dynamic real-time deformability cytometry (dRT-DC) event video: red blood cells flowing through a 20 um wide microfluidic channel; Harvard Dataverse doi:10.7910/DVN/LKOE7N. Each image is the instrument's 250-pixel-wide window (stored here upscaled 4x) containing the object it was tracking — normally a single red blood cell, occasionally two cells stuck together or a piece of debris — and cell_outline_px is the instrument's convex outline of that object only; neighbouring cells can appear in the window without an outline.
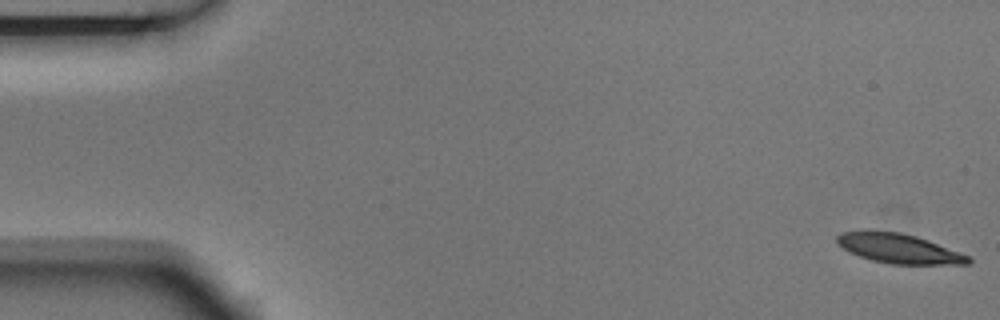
{"species": "Egyptian fruit bat (a non-hibernating species)", "species_latin": "Rousettus aegyptiacus", "temperature_condition": "room temperature", "stored_images_in_passage": 4, "camera_frame_rate_fps": 3000, "um_per_image_px": 0.085, "animal": {"sex": "male"}, "frame": {"image": 1, "passage_image": 1, "time_ms": 0.0, "image_size_px": [1000, 320], "cell_outline_px": [[972, 260], [968, 264], [888, 264], [872, 260], [848, 252], [836, 244], [836, 236], [840, 232], [860, 228], [868, 228], [900, 232], [916, 236], [928, 240], [968, 256]], "centroid_in_image_um": [76.26, 21.07], "position_along_channel_um": 8.7, "area_um2": 23.18}}
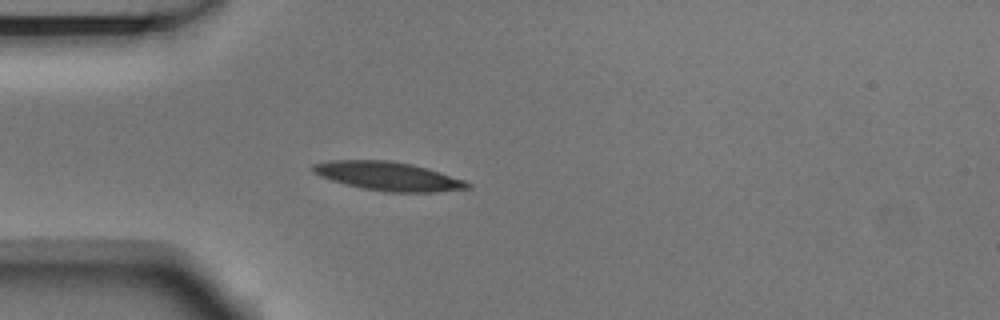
{"frame": {"image": 2, "passage_image": 4, "time_ms": 1.0, "image_size_px": [1000, 320], "cell_outline_px": [[472, 184], [468, 188], [436, 192], [384, 192], [360, 188], [344, 184], [320, 176], [312, 172], [312, 164], [328, 160], [388, 160], [412, 164], [428, 168], [464, 180]], "centroid_in_image_um": [32.96, 14.97], "position_along_channel_um": 52.0, "area_um2": 26.01}}